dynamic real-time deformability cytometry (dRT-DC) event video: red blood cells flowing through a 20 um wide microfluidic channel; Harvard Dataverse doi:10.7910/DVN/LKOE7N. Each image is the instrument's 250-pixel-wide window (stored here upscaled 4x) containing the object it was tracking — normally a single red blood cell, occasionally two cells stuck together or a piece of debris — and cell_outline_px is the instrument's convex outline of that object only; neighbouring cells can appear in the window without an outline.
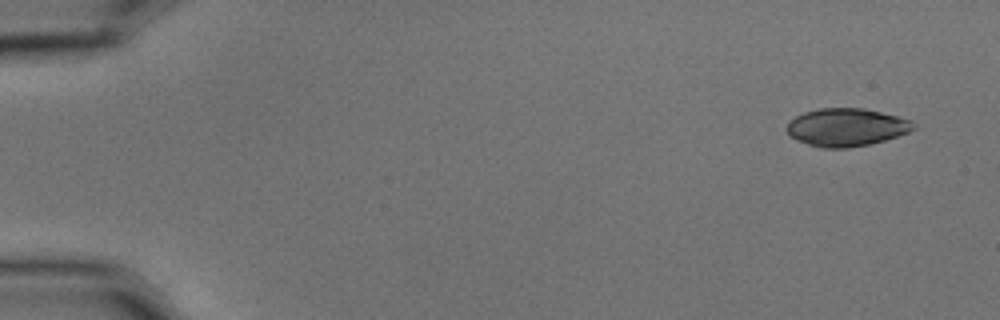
{"species": "common noctule bat (a hibernating species)", "species_latin": "Nyctalus noctula", "temperature_condition": "cold", "stored_images_in_passage": 4, "camera_frame_rate_fps": 3000, "um_per_image_px": 0.085, "animal": {"sex": "male", "body_mass_g": 15.6}, "frame": {"image": 1, "passage_image": 1, "time_ms": 0.0, "image_size_px": [1000, 320], "cell_outline_px": [[916, 128], [908, 132], [884, 140], [868, 144], [848, 148], [820, 148], [796, 140], [788, 136], [788, 124], [796, 116], [804, 112], [820, 108], [864, 108], [912, 120]], "centroid_in_image_um": [71.93, 10.82], "position_along_channel_um": 13.1, "area_um2": 27.8}}